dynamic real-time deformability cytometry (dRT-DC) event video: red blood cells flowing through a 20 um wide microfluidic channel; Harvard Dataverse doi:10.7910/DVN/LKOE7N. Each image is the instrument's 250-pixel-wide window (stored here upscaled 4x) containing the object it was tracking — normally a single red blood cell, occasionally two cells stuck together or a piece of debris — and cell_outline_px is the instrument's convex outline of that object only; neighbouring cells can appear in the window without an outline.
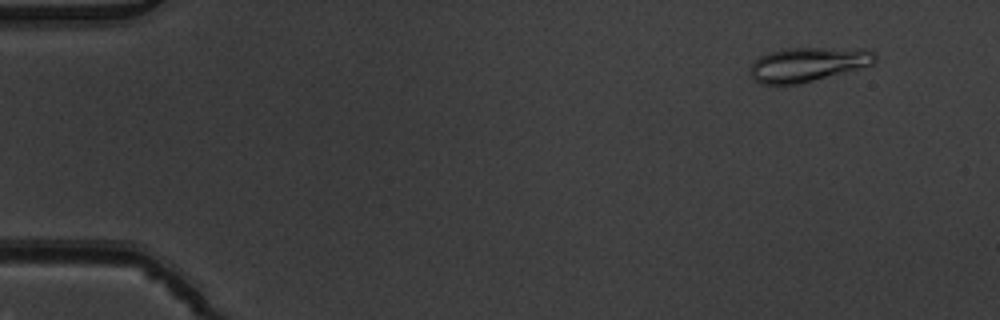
{"species": "common noctule bat (a hibernating species)", "species_latin": "Nyctalus noctula", "temperature_condition": "warm", "stored_images_in_passage": 5, "camera_frame_rate_fps": 3000, "um_per_image_px": 0.085, "animal": {"sex": "male", "body_mass_g": 19.5, "forearm_length_mm": 54.6}, "frame": {"image": 1, "passage_image": 2, "time_ms": 0.333, "image_size_px": [1000, 320], "cell_outline_px": [[876, 60], [872, 64], [844, 72], [800, 84], [776, 88], [760, 84], [748, 72], [752, 64], [760, 56], [768, 52], [780, 48], [864, 48], [872, 52], [876, 56]], "centroid_in_image_um": [68.58, 5.5], "position_along_channel_um": 16.4, "area_um2": 25.49}}